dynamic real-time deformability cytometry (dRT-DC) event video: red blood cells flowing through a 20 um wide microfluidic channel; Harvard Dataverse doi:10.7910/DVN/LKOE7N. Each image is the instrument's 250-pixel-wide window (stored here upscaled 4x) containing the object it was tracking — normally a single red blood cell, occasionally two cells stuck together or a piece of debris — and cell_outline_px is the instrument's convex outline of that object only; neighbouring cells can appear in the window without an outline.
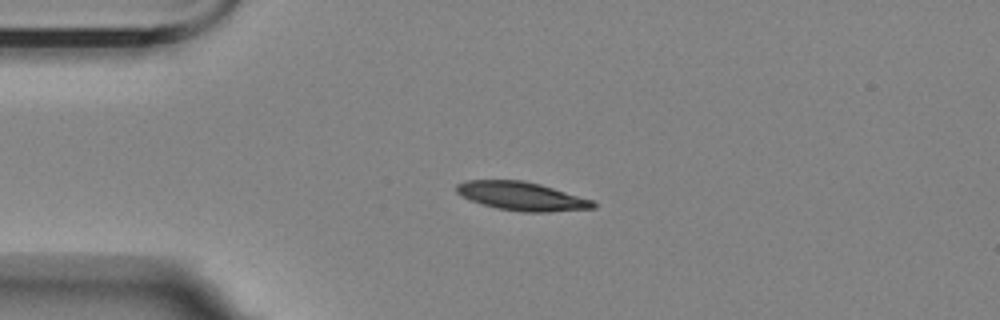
{"species": "Egyptian fruit bat (a non-hibernating species)", "species_latin": "Rousettus aegyptiacus", "temperature_condition": "room temperature", "stored_images_in_passage": 3, "camera_frame_rate_fps": 3000, "um_per_image_px": 0.085, "animal": {"sex": "female"}, "frame": {"image": 1, "passage_image": 3, "time_ms": 2.333, "image_size_px": [1000, 320], "cell_outline_px": [[596, 208], [548, 212], [520, 212], [496, 208], [468, 200], [456, 192], [456, 184], [464, 180], [520, 180], [540, 184], [592, 200], [596, 204]], "centroid_in_image_um": [44.3, 16.68], "position_along_channel_um": 40.7, "area_um2": 22.77}}